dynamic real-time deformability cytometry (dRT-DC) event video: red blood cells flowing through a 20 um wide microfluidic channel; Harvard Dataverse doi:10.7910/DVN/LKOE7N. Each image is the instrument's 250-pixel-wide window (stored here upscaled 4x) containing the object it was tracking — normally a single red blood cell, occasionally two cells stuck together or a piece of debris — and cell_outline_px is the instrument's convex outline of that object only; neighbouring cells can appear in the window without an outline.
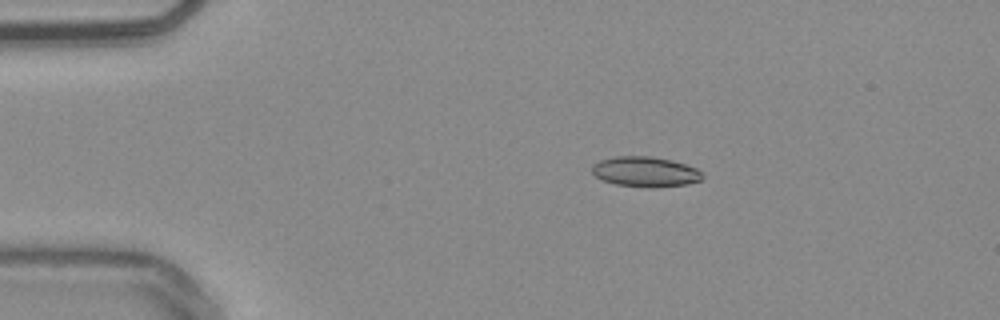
{"species": "common noctule bat (a hibernating species)", "species_latin": "Nyctalus noctula", "temperature_condition": "warm", "stored_images_in_passage": 54, "camera_frame_rate_fps": 3000, "um_per_image_px": 0.085, "animal": {"sex": "male", "body_mass_g": 20.4}, "frame": {"image": 1, "passage_image": 11, "time_ms": 3.333, "image_size_px": [1000, 320], "cell_outline_px": [[704, 176], [700, 180], [688, 184], [656, 188], [648, 188], [616, 184], [604, 180], [596, 176], [592, 172], [592, 164], [600, 160], [616, 156], [648, 156], [672, 160], [696, 168]], "centroid_in_image_um": [54.85, 14.6], "position_along_channel_um": 30.1, "area_um2": 19.42}}
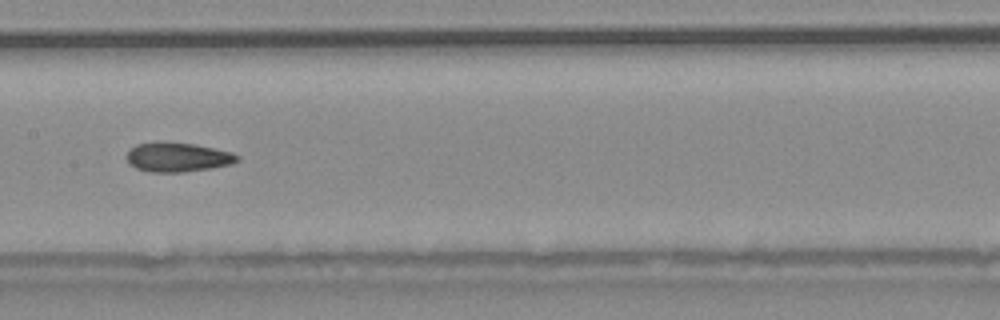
{"frame": {"image": 2, "passage_image": 28, "time_ms": 9.0, "image_size_px": [1000, 320], "cell_outline_px": [[240, 160], [232, 164], [212, 168], [184, 172], [148, 172], [136, 168], [128, 164], [128, 152], [136, 144], [192, 144], [232, 152], [240, 156]], "centroid_in_image_um": [15.16, 13.41], "position_along_channel_um": 192.2, "area_um2": 18.32}}
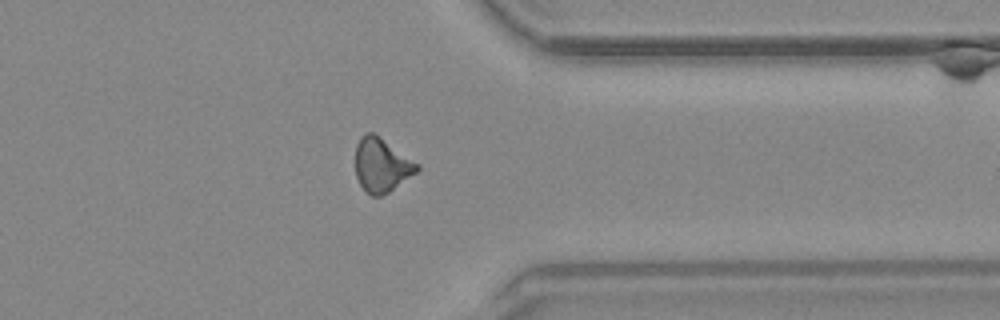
{"frame": {"image": 3, "passage_image": 43, "time_ms": 14.0, "image_size_px": [1000, 320], "cell_outline_px": [[420, 168], [416, 172], [388, 192], [380, 196], [372, 196], [364, 192], [356, 176], [356, 144], [360, 136], [364, 132], [372, 132], [380, 136], [420, 164]], "centroid_in_image_um": [32.42, 14.01], "position_along_channel_um": 379.0, "area_um2": 19.48}, "authors_computed_cell_mechanics": {"area_um2": 18.9006, "velocity_mm_per_s": 3.8376, "shape_relaxation_time_tau1_ms": null, "shape_relaxation_time_tau2_ms": 3.1976, "deformation_change_tau1": null, "deformation_change_tau2": 0.1002}}